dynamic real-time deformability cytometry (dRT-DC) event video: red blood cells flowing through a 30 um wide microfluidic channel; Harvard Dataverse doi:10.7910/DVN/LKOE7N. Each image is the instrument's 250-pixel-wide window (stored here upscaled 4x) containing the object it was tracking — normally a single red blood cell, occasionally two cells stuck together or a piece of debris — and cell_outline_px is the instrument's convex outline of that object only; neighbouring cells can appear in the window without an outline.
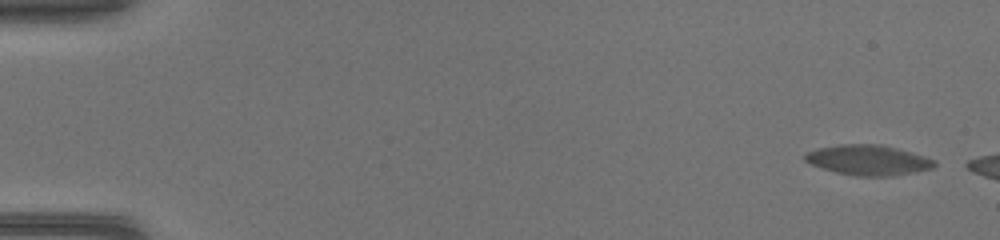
{"species": "common noctule bat (a hibernating species)", "species_latin": "Nyctalus noctula", "temperature_condition": "warm", "stored_images_in_passage": 13, "camera_frame_rate_fps": 3000, "um_per_image_px": 0.085, "animal": {"sex": "female", "body_mass_g": 17.0, "forearm_length_mm": 48.0}, "frame": {"image": 1, "passage_image": 1, "time_ms": 0.0, "image_size_px": [1000, 240], "cell_outline_px": [[936, 164], [932, 168], [892, 176], [856, 176], [836, 172], [812, 164], [804, 160], [804, 152], [816, 148], [840, 144], [880, 144], [936, 160]], "centroid_in_image_um": [73.74, 13.6], "position_along_channel_um": 11.3, "area_um2": 22.48}}